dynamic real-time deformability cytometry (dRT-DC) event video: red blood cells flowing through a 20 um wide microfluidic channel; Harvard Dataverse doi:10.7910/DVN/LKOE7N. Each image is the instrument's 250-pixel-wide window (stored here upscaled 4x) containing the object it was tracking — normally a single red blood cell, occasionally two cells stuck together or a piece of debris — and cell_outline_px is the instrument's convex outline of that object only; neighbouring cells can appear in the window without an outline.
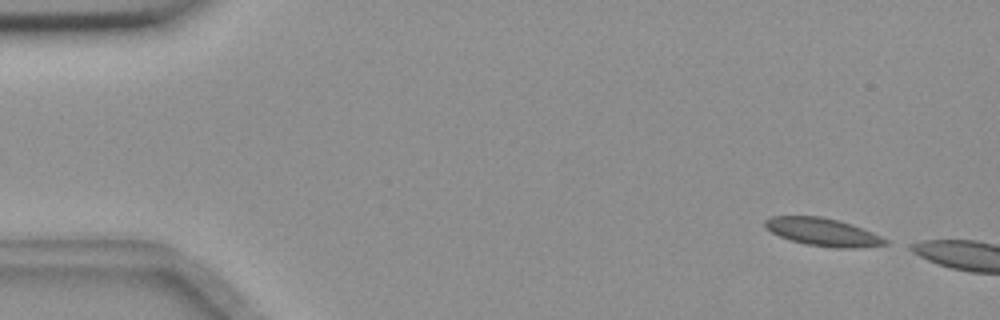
{"species": "common noctule bat (a hibernating species)", "species_latin": "Nyctalus noctula", "temperature_condition": "room temperature", "stored_images_in_passage": 11, "camera_frame_rate_fps": 3000, "um_per_image_px": 0.085, "animal": {"sex": "female", "body_mass_g": 18.4}, "frame": {"image": 1, "passage_image": 2, "time_ms": 0.333, "image_size_px": [1000, 320], "cell_outline_px": [[888, 244], [852, 248], [836, 248], [808, 244], [792, 240], [780, 236], [764, 228], [764, 220], [772, 216], [824, 216], [840, 220], [852, 224], [872, 232], [888, 240]], "centroid_in_image_um": [69.93, 19.7], "position_along_channel_um": 15.1, "area_um2": 19.42}}